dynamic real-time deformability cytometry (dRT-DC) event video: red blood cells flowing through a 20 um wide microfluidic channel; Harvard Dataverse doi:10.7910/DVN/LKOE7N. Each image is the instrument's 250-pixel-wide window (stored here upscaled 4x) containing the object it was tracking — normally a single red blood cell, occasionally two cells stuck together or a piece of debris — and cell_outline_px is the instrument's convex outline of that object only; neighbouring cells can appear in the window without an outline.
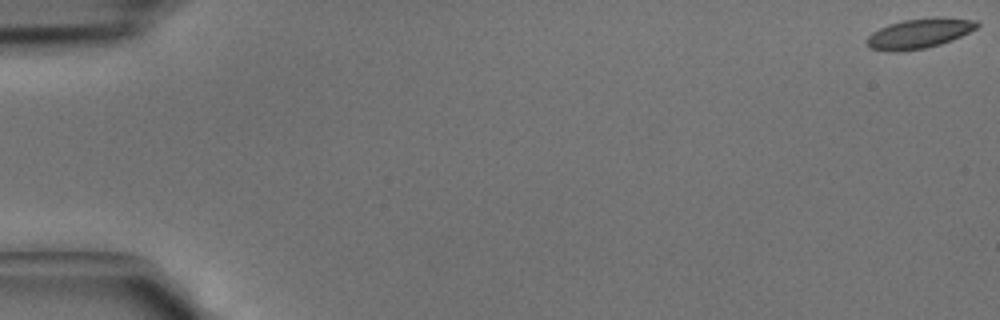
{"species": "common noctule bat (a hibernating species)", "species_latin": "Nyctalus noctula", "temperature_condition": "cold", "stored_images_in_passage": 14, "camera_frame_rate_fps": 3000, "um_per_image_px": 0.085, "animal": {"sex": "male", "body_mass_g": 15.6}, "frame": {"image": 1, "passage_image": 1, "time_ms": 0.0, "image_size_px": [1000, 320], "cell_outline_px": [[980, 24], [976, 28], [952, 40], [940, 44], [924, 48], [900, 52], [888, 52], [868, 48], [868, 36], [872, 32], [888, 24], [904, 20], [976, 20]], "centroid_in_image_um": [78.02, 2.91], "position_along_channel_um": 7.0, "area_um2": 18.21}}
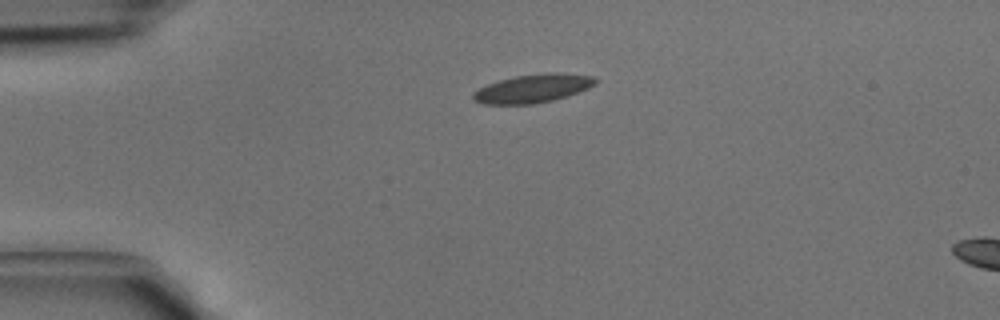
{"frame": {"image": 2, "passage_image": 11, "time_ms": 3.333, "image_size_px": [1000, 320], "cell_outline_px": [[596, 84], [588, 88], [552, 100], [532, 104], [484, 104], [472, 100], [472, 92], [488, 84], [500, 80], [516, 76], [548, 72], [560, 72], [592, 76], [596, 80]], "centroid_in_image_um": [45.26, 7.51], "position_along_channel_um": 39.7, "area_um2": 20.06}}